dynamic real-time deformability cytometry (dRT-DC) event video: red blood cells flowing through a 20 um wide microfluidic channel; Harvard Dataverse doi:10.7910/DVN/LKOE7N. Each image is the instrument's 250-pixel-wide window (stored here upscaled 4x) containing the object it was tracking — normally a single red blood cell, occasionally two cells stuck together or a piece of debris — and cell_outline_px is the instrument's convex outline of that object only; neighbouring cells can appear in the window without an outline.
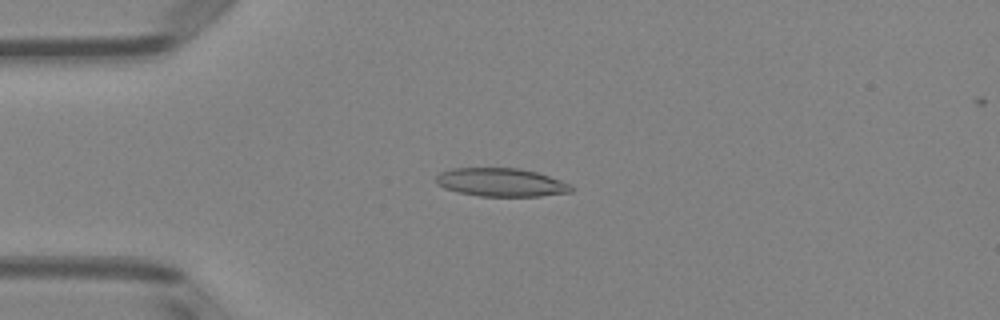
{"species": "Egyptian fruit bat (a non-hibernating species)", "species_latin": "Rousettus aegyptiacus", "temperature_condition": "room temperature", "stored_images_in_passage": 51, "camera_frame_rate_fps": 3000, "um_per_image_px": 0.085, "animal": {"sex": "female"}, "frame": {"image": 1, "passage_image": 13, "time_ms": 4.0, "image_size_px": [1000, 320], "cell_outline_px": [[572, 192], [540, 196], [480, 196], [460, 192], [444, 188], [436, 184], [436, 176], [440, 172], [452, 168], [520, 168], [536, 172], [572, 184]], "centroid_in_image_um": [42.59, 15.5], "position_along_channel_um": 42.4, "area_um2": 22.31}}
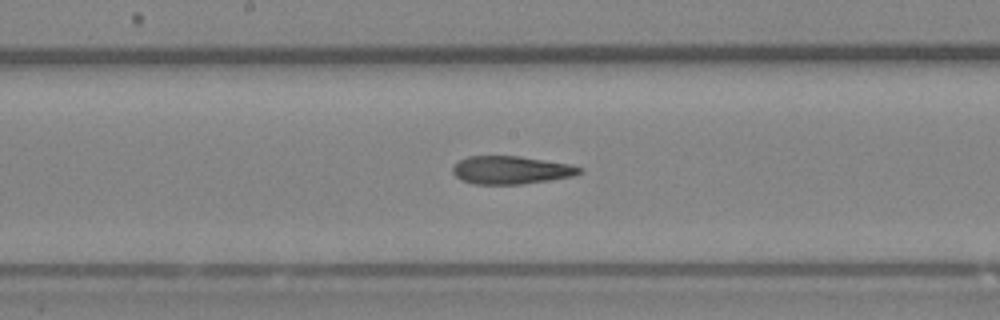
{"frame": {"image": 2, "passage_image": 27, "time_ms": 8.667, "image_size_px": [1000, 320], "cell_outline_px": [[584, 172], [572, 176], [548, 180], [520, 184], [472, 184], [460, 180], [452, 172], [452, 168], [460, 160], [468, 156], [520, 156], [568, 164], [580, 168]], "centroid_in_image_um": [43.39, 14.46], "position_along_channel_um": 204.8, "area_um2": 20.52}}
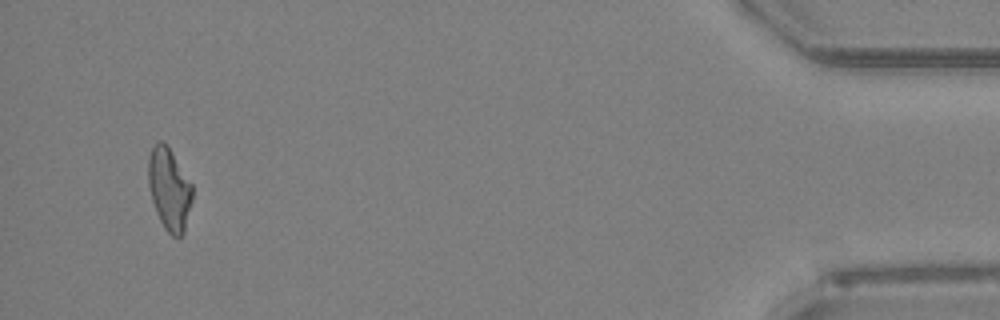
{"frame": {"image": 3, "passage_image": 49, "time_ms": 16.0, "image_size_px": [1000, 320], "cell_outline_px": [[192, 200], [184, 232], [180, 236], [172, 236], [164, 228], [156, 212], [152, 200], [148, 184], [148, 156], [152, 148], [160, 140], [168, 144], [192, 184]], "centroid_in_image_um": [14.38, 16.05], "position_along_channel_um": 420.8, "area_um2": 21.15}, "authors_computed_cell_mechanics": {"area_um2": 21.386, "velocity_mm_per_s": 3.9845, "shape_relaxation_time_tau1_ms": null, "shape_relaxation_time_tau2_ms": 2.7116, "deformation_change_tau1": null, "deformation_change_tau2": 0.1137}}